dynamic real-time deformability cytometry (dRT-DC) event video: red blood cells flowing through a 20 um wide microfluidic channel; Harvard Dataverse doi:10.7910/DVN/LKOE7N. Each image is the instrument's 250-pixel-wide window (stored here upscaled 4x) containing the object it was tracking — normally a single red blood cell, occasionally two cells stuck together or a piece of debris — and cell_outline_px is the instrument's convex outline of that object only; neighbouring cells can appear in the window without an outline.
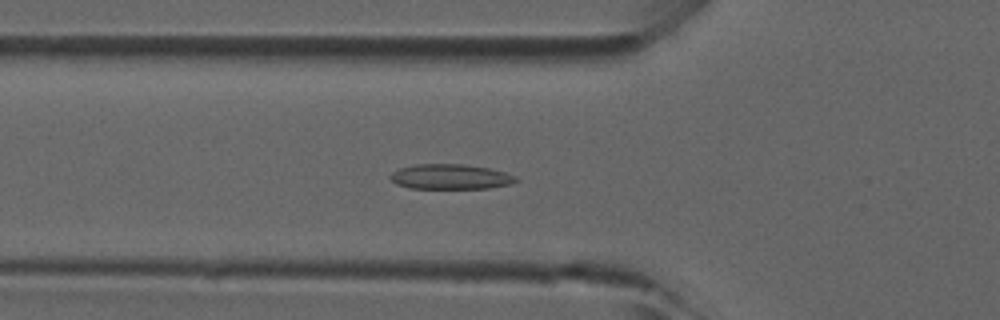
{"species": "common noctule bat (a hibernating species)", "species_latin": "Nyctalus noctula", "temperature_condition": "room temperature", "stored_images_in_passage": 47, "camera_frame_rate_fps": 3000, "um_per_image_px": 0.085, "animal": {"sex": "male", "forearm_length_mm": 52.5}, "frame": {"image": 1, "passage_image": 16, "time_ms": 5.0, "image_size_px": [1000, 320], "cell_outline_px": [[520, 180], [512, 184], [488, 188], [408, 188], [396, 184], [388, 176], [392, 172], [400, 168], [412, 164], [464, 164], [488, 168], [504, 172], [516, 176]], "centroid_in_image_um": [38.28, 15.02], "position_along_channel_um": 87.5, "area_um2": 18.44}}
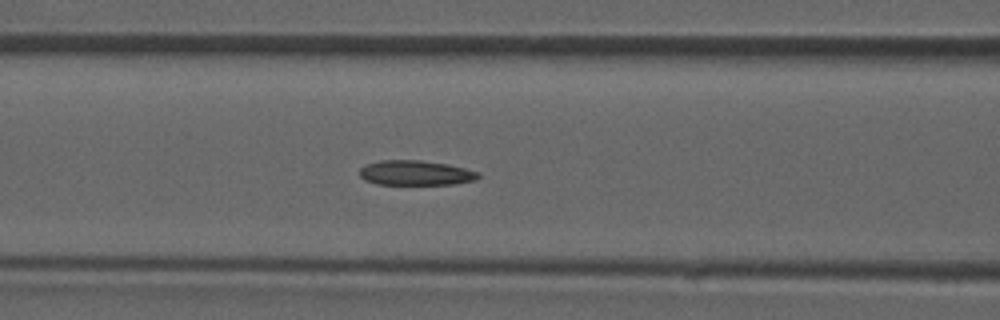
{"frame": {"image": 2, "passage_image": 19, "time_ms": 6.0, "image_size_px": [1000, 320], "cell_outline_px": [[480, 176], [476, 180], [452, 184], [376, 184], [364, 180], [360, 176], [360, 168], [364, 164], [380, 160], [420, 160], [448, 164], [480, 172]], "centroid_in_image_um": [35.31, 14.69], "position_along_channel_um": 131.3, "area_um2": 17.28}}
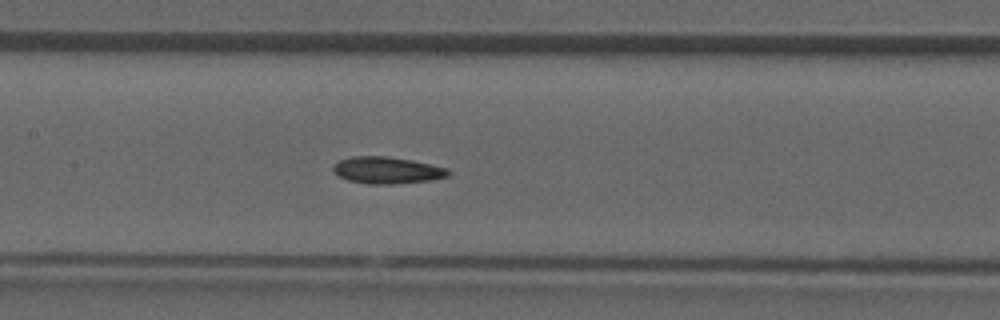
{"frame": {"image": 3, "passage_image": 22, "time_ms": 7.0, "image_size_px": [1000, 320], "cell_outline_px": [[452, 172], [448, 176], [432, 180], [392, 184], [368, 184], [348, 180], [340, 176], [332, 168], [340, 160], [352, 156], [388, 156], [412, 160], [448, 168]], "centroid_in_image_um": [32.95, 14.47], "position_along_channel_um": 174.4, "area_um2": 17.92}}